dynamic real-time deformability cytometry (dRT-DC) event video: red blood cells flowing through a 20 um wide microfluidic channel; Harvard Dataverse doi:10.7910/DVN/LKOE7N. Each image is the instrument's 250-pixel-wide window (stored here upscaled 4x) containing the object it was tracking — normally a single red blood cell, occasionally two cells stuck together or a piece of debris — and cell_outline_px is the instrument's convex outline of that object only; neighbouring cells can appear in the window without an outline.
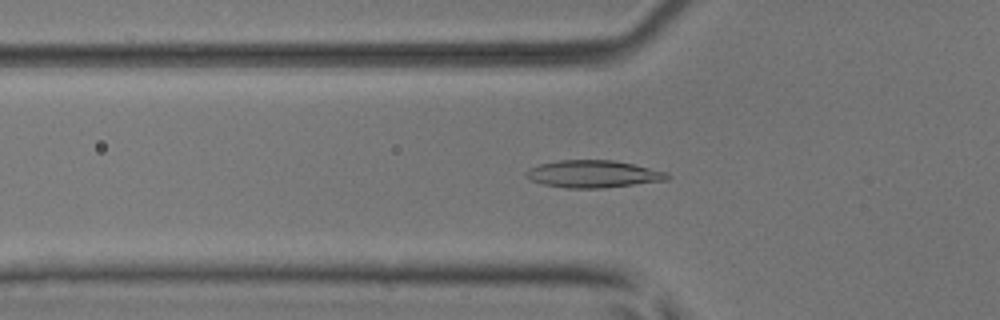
{"species": "common noctule bat (a hibernating species)", "species_latin": "Nyctalus noctula", "temperature_condition": "room temperature", "stored_images_in_passage": 44, "camera_frame_rate_fps": 3000, "um_per_image_px": 0.085, "animal": {"sex": "male", "body_mass_g": 17.9, "forearm_length_mm": 54.2}, "frame": {"image": 1, "passage_image": 11, "time_ms": 3.333, "image_size_px": [1000, 320], "cell_outline_px": [[668, 180], [604, 188], [568, 188], [544, 184], [532, 180], [524, 176], [524, 172], [528, 168], [540, 164], [556, 160], [612, 160], [632, 164], [668, 172]], "centroid_in_image_um": [50.39, 14.79], "position_along_channel_um": 75.4, "area_um2": 22.43}}
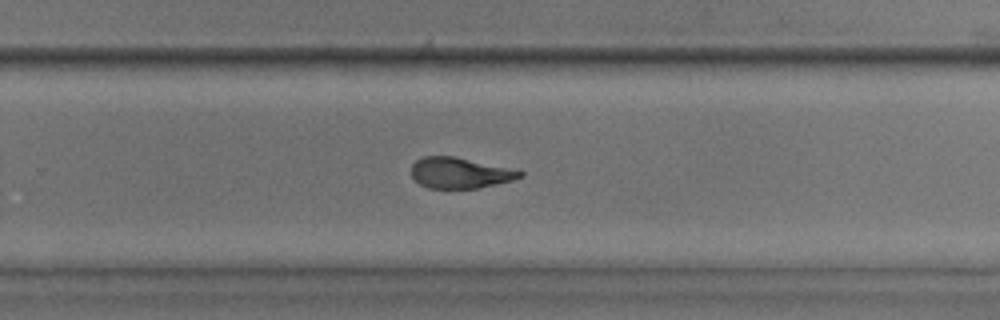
{"frame": {"image": 2, "passage_image": 27, "time_ms": 8.667, "image_size_px": [1000, 320], "cell_outline_px": [[524, 176], [512, 180], [476, 188], [428, 188], [420, 184], [412, 176], [412, 164], [416, 160], [424, 156], [456, 156], [524, 172]], "centroid_in_image_um": [39.06, 14.69], "position_along_channel_um": 290.7, "area_um2": 19.19}}
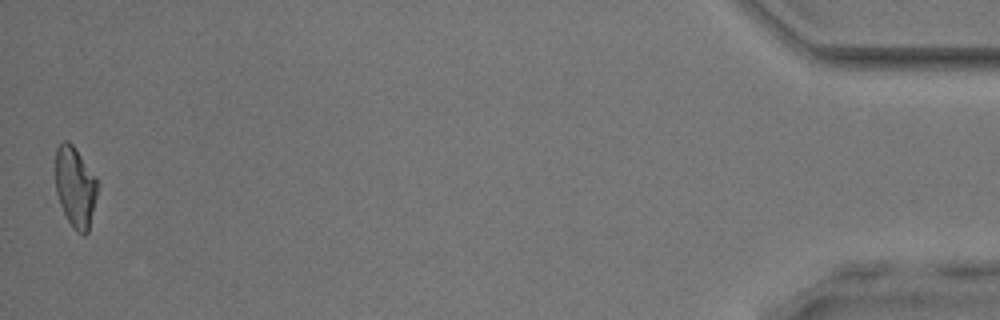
{"frame": {"image": 3, "passage_image": 44, "time_ms": 14.333, "image_size_px": [1000, 320], "cell_outline_px": [[100, 184], [88, 232], [84, 236], [76, 232], [68, 220], [60, 204], [56, 192], [56, 148], [64, 140], [68, 140], [72, 144], [96, 176]], "centroid_in_image_um": [6.43, 15.9], "position_along_channel_um": 428.8, "area_um2": 19.94}, "authors_computed_cell_mechanics": {"area_um2": 20.3167, "velocity_mm_per_s": 4.0501, "shape_relaxation_time_tau1_ms": 7.65, "shape_relaxation_time_tau2_ms": 1.5694, "deformation_change_tau1": 0.2202, "deformation_change_tau2": 0.0774}}